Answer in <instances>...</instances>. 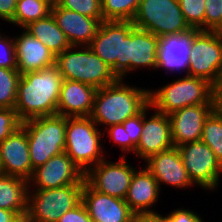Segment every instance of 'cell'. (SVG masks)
<instances>
[{
    "label": "cell",
    "mask_w": 222,
    "mask_h": 222,
    "mask_svg": "<svg viewBox=\"0 0 222 222\" xmlns=\"http://www.w3.org/2000/svg\"><path fill=\"white\" fill-rule=\"evenodd\" d=\"M63 77L51 66L22 74L17 89L15 111L23 122L40 116L57 114Z\"/></svg>",
    "instance_id": "obj_1"
},
{
    "label": "cell",
    "mask_w": 222,
    "mask_h": 222,
    "mask_svg": "<svg viewBox=\"0 0 222 222\" xmlns=\"http://www.w3.org/2000/svg\"><path fill=\"white\" fill-rule=\"evenodd\" d=\"M122 79L97 89L91 119L98 125L122 124L139 114L150 102L149 91L123 84Z\"/></svg>",
    "instance_id": "obj_2"
},
{
    "label": "cell",
    "mask_w": 222,
    "mask_h": 222,
    "mask_svg": "<svg viewBox=\"0 0 222 222\" xmlns=\"http://www.w3.org/2000/svg\"><path fill=\"white\" fill-rule=\"evenodd\" d=\"M215 90L207 80L186 75L157 91L150 90L149 102L154 110L168 115L187 106L216 104Z\"/></svg>",
    "instance_id": "obj_3"
},
{
    "label": "cell",
    "mask_w": 222,
    "mask_h": 222,
    "mask_svg": "<svg viewBox=\"0 0 222 222\" xmlns=\"http://www.w3.org/2000/svg\"><path fill=\"white\" fill-rule=\"evenodd\" d=\"M132 21H102L89 47L117 76L124 79L130 71V32Z\"/></svg>",
    "instance_id": "obj_4"
},
{
    "label": "cell",
    "mask_w": 222,
    "mask_h": 222,
    "mask_svg": "<svg viewBox=\"0 0 222 222\" xmlns=\"http://www.w3.org/2000/svg\"><path fill=\"white\" fill-rule=\"evenodd\" d=\"M74 48L70 46L56 55L55 66L63 79L82 82L96 89L118 80L111 68L89 46H82L83 51H74Z\"/></svg>",
    "instance_id": "obj_5"
},
{
    "label": "cell",
    "mask_w": 222,
    "mask_h": 222,
    "mask_svg": "<svg viewBox=\"0 0 222 222\" xmlns=\"http://www.w3.org/2000/svg\"><path fill=\"white\" fill-rule=\"evenodd\" d=\"M67 117L40 116L23 121L29 143L32 168L45 164L51 157L64 152Z\"/></svg>",
    "instance_id": "obj_6"
},
{
    "label": "cell",
    "mask_w": 222,
    "mask_h": 222,
    "mask_svg": "<svg viewBox=\"0 0 222 222\" xmlns=\"http://www.w3.org/2000/svg\"><path fill=\"white\" fill-rule=\"evenodd\" d=\"M101 132L90 116L67 117L64 152L84 174L105 159Z\"/></svg>",
    "instance_id": "obj_7"
},
{
    "label": "cell",
    "mask_w": 222,
    "mask_h": 222,
    "mask_svg": "<svg viewBox=\"0 0 222 222\" xmlns=\"http://www.w3.org/2000/svg\"><path fill=\"white\" fill-rule=\"evenodd\" d=\"M83 186L66 185L35 191H31L30 187L24 222H57L63 214L81 202Z\"/></svg>",
    "instance_id": "obj_8"
},
{
    "label": "cell",
    "mask_w": 222,
    "mask_h": 222,
    "mask_svg": "<svg viewBox=\"0 0 222 222\" xmlns=\"http://www.w3.org/2000/svg\"><path fill=\"white\" fill-rule=\"evenodd\" d=\"M132 23L157 37L181 34L192 29L182 14L179 0H140Z\"/></svg>",
    "instance_id": "obj_9"
},
{
    "label": "cell",
    "mask_w": 222,
    "mask_h": 222,
    "mask_svg": "<svg viewBox=\"0 0 222 222\" xmlns=\"http://www.w3.org/2000/svg\"><path fill=\"white\" fill-rule=\"evenodd\" d=\"M188 75L207 80L216 89L222 82V34L199 30L192 39Z\"/></svg>",
    "instance_id": "obj_10"
},
{
    "label": "cell",
    "mask_w": 222,
    "mask_h": 222,
    "mask_svg": "<svg viewBox=\"0 0 222 222\" xmlns=\"http://www.w3.org/2000/svg\"><path fill=\"white\" fill-rule=\"evenodd\" d=\"M192 183L213 190L219 185L222 165L204 142L196 141L177 147Z\"/></svg>",
    "instance_id": "obj_11"
},
{
    "label": "cell",
    "mask_w": 222,
    "mask_h": 222,
    "mask_svg": "<svg viewBox=\"0 0 222 222\" xmlns=\"http://www.w3.org/2000/svg\"><path fill=\"white\" fill-rule=\"evenodd\" d=\"M123 156L117 162L100 161L85 173V181L100 193L125 200L136 168Z\"/></svg>",
    "instance_id": "obj_12"
},
{
    "label": "cell",
    "mask_w": 222,
    "mask_h": 222,
    "mask_svg": "<svg viewBox=\"0 0 222 222\" xmlns=\"http://www.w3.org/2000/svg\"><path fill=\"white\" fill-rule=\"evenodd\" d=\"M85 174L65 152L51 157L45 164L34 169L28 184L35 189H52L66 185H84ZM32 181V183H30ZM36 184V185H35Z\"/></svg>",
    "instance_id": "obj_13"
},
{
    "label": "cell",
    "mask_w": 222,
    "mask_h": 222,
    "mask_svg": "<svg viewBox=\"0 0 222 222\" xmlns=\"http://www.w3.org/2000/svg\"><path fill=\"white\" fill-rule=\"evenodd\" d=\"M216 104L187 106L168 114L173 145L178 147L189 142L200 141L206 118Z\"/></svg>",
    "instance_id": "obj_14"
},
{
    "label": "cell",
    "mask_w": 222,
    "mask_h": 222,
    "mask_svg": "<svg viewBox=\"0 0 222 222\" xmlns=\"http://www.w3.org/2000/svg\"><path fill=\"white\" fill-rule=\"evenodd\" d=\"M148 108H152L150 103L143 109V131L135 149L136 156L144 161L174 146L168 115L156 110L155 114L146 120Z\"/></svg>",
    "instance_id": "obj_15"
},
{
    "label": "cell",
    "mask_w": 222,
    "mask_h": 222,
    "mask_svg": "<svg viewBox=\"0 0 222 222\" xmlns=\"http://www.w3.org/2000/svg\"><path fill=\"white\" fill-rule=\"evenodd\" d=\"M81 202L94 222H132L135 215L125 200L100 193L86 181Z\"/></svg>",
    "instance_id": "obj_16"
},
{
    "label": "cell",
    "mask_w": 222,
    "mask_h": 222,
    "mask_svg": "<svg viewBox=\"0 0 222 222\" xmlns=\"http://www.w3.org/2000/svg\"><path fill=\"white\" fill-rule=\"evenodd\" d=\"M0 162L4 175L29 180L34 169L30 160L26 130L21 126L0 142Z\"/></svg>",
    "instance_id": "obj_17"
},
{
    "label": "cell",
    "mask_w": 222,
    "mask_h": 222,
    "mask_svg": "<svg viewBox=\"0 0 222 222\" xmlns=\"http://www.w3.org/2000/svg\"><path fill=\"white\" fill-rule=\"evenodd\" d=\"M51 14L70 45L75 47L89 46L103 21V18H91L61 8L56 2L52 4Z\"/></svg>",
    "instance_id": "obj_18"
},
{
    "label": "cell",
    "mask_w": 222,
    "mask_h": 222,
    "mask_svg": "<svg viewBox=\"0 0 222 222\" xmlns=\"http://www.w3.org/2000/svg\"><path fill=\"white\" fill-rule=\"evenodd\" d=\"M146 163V168L157 180L160 188L162 182L178 189L193 185L176 146L152 155Z\"/></svg>",
    "instance_id": "obj_19"
},
{
    "label": "cell",
    "mask_w": 222,
    "mask_h": 222,
    "mask_svg": "<svg viewBox=\"0 0 222 222\" xmlns=\"http://www.w3.org/2000/svg\"><path fill=\"white\" fill-rule=\"evenodd\" d=\"M198 31L199 29L192 28L181 34L159 37L157 68L169 71L186 70V75H188L191 43Z\"/></svg>",
    "instance_id": "obj_20"
},
{
    "label": "cell",
    "mask_w": 222,
    "mask_h": 222,
    "mask_svg": "<svg viewBox=\"0 0 222 222\" xmlns=\"http://www.w3.org/2000/svg\"><path fill=\"white\" fill-rule=\"evenodd\" d=\"M14 45L17 69L21 75L55 65L53 52L25 29L21 35L14 37Z\"/></svg>",
    "instance_id": "obj_21"
},
{
    "label": "cell",
    "mask_w": 222,
    "mask_h": 222,
    "mask_svg": "<svg viewBox=\"0 0 222 222\" xmlns=\"http://www.w3.org/2000/svg\"><path fill=\"white\" fill-rule=\"evenodd\" d=\"M97 89L74 80L64 79L57 104V114L64 117L90 116Z\"/></svg>",
    "instance_id": "obj_22"
},
{
    "label": "cell",
    "mask_w": 222,
    "mask_h": 222,
    "mask_svg": "<svg viewBox=\"0 0 222 222\" xmlns=\"http://www.w3.org/2000/svg\"><path fill=\"white\" fill-rule=\"evenodd\" d=\"M161 189L147 168L135 170L125 202L135 215L156 214L151 207L157 202Z\"/></svg>",
    "instance_id": "obj_23"
},
{
    "label": "cell",
    "mask_w": 222,
    "mask_h": 222,
    "mask_svg": "<svg viewBox=\"0 0 222 222\" xmlns=\"http://www.w3.org/2000/svg\"><path fill=\"white\" fill-rule=\"evenodd\" d=\"M158 39L153 33L134 27L130 32V71L137 68L157 69Z\"/></svg>",
    "instance_id": "obj_24"
},
{
    "label": "cell",
    "mask_w": 222,
    "mask_h": 222,
    "mask_svg": "<svg viewBox=\"0 0 222 222\" xmlns=\"http://www.w3.org/2000/svg\"><path fill=\"white\" fill-rule=\"evenodd\" d=\"M28 181L10 175H0V208L15 212L23 221L27 215Z\"/></svg>",
    "instance_id": "obj_25"
},
{
    "label": "cell",
    "mask_w": 222,
    "mask_h": 222,
    "mask_svg": "<svg viewBox=\"0 0 222 222\" xmlns=\"http://www.w3.org/2000/svg\"><path fill=\"white\" fill-rule=\"evenodd\" d=\"M24 29L44 44L55 56L71 46L52 14L30 23Z\"/></svg>",
    "instance_id": "obj_26"
},
{
    "label": "cell",
    "mask_w": 222,
    "mask_h": 222,
    "mask_svg": "<svg viewBox=\"0 0 222 222\" xmlns=\"http://www.w3.org/2000/svg\"><path fill=\"white\" fill-rule=\"evenodd\" d=\"M52 0H21L16 4V11L9 23L22 29L30 23L44 19L51 14Z\"/></svg>",
    "instance_id": "obj_27"
},
{
    "label": "cell",
    "mask_w": 222,
    "mask_h": 222,
    "mask_svg": "<svg viewBox=\"0 0 222 222\" xmlns=\"http://www.w3.org/2000/svg\"><path fill=\"white\" fill-rule=\"evenodd\" d=\"M201 141L209 146L222 165V114L216 108L204 122Z\"/></svg>",
    "instance_id": "obj_28"
},
{
    "label": "cell",
    "mask_w": 222,
    "mask_h": 222,
    "mask_svg": "<svg viewBox=\"0 0 222 222\" xmlns=\"http://www.w3.org/2000/svg\"><path fill=\"white\" fill-rule=\"evenodd\" d=\"M140 0H101L103 21H132Z\"/></svg>",
    "instance_id": "obj_29"
},
{
    "label": "cell",
    "mask_w": 222,
    "mask_h": 222,
    "mask_svg": "<svg viewBox=\"0 0 222 222\" xmlns=\"http://www.w3.org/2000/svg\"><path fill=\"white\" fill-rule=\"evenodd\" d=\"M20 77L18 69L0 67V108L15 109Z\"/></svg>",
    "instance_id": "obj_30"
},
{
    "label": "cell",
    "mask_w": 222,
    "mask_h": 222,
    "mask_svg": "<svg viewBox=\"0 0 222 222\" xmlns=\"http://www.w3.org/2000/svg\"><path fill=\"white\" fill-rule=\"evenodd\" d=\"M179 3L188 25L205 30V0H179Z\"/></svg>",
    "instance_id": "obj_31"
},
{
    "label": "cell",
    "mask_w": 222,
    "mask_h": 222,
    "mask_svg": "<svg viewBox=\"0 0 222 222\" xmlns=\"http://www.w3.org/2000/svg\"><path fill=\"white\" fill-rule=\"evenodd\" d=\"M61 8L75 11L91 18H103L101 0H56Z\"/></svg>",
    "instance_id": "obj_32"
},
{
    "label": "cell",
    "mask_w": 222,
    "mask_h": 222,
    "mask_svg": "<svg viewBox=\"0 0 222 222\" xmlns=\"http://www.w3.org/2000/svg\"><path fill=\"white\" fill-rule=\"evenodd\" d=\"M127 132V151L134 153L143 131V110L122 123Z\"/></svg>",
    "instance_id": "obj_33"
},
{
    "label": "cell",
    "mask_w": 222,
    "mask_h": 222,
    "mask_svg": "<svg viewBox=\"0 0 222 222\" xmlns=\"http://www.w3.org/2000/svg\"><path fill=\"white\" fill-rule=\"evenodd\" d=\"M21 124L15 109L0 108V142L21 127Z\"/></svg>",
    "instance_id": "obj_34"
},
{
    "label": "cell",
    "mask_w": 222,
    "mask_h": 222,
    "mask_svg": "<svg viewBox=\"0 0 222 222\" xmlns=\"http://www.w3.org/2000/svg\"><path fill=\"white\" fill-rule=\"evenodd\" d=\"M205 30L216 31L222 25V0H205Z\"/></svg>",
    "instance_id": "obj_35"
},
{
    "label": "cell",
    "mask_w": 222,
    "mask_h": 222,
    "mask_svg": "<svg viewBox=\"0 0 222 222\" xmlns=\"http://www.w3.org/2000/svg\"><path fill=\"white\" fill-rule=\"evenodd\" d=\"M0 67L17 69L14 38L8 39L0 32Z\"/></svg>",
    "instance_id": "obj_36"
},
{
    "label": "cell",
    "mask_w": 222,
    "mask_h": 222,
    "mask_svg": "<svg viewBox=\"0 0 222 222\" xmlns=\"http://www.w3.org/2000/svg\"><path fill=\"white\" fill-rule=\"evenodd\" d=\"M57 222H94L82 202L63 214Z\"/></svg>",
    "instance_id": "obj_37"
},
{
    "label": "cell",
    "mask_w": 222,
    "mask_h": 222,
    "mask_svg": "<svg viewBox=\"0 0 222 222\" xmlns=\"http://www.w3.org/2000/svg\"><path fill=\"white\" fill-rule=\"evenodd\" d=\"M167 222H204L195 212L177 209L165 216Z\"/></svg>",
    "instance_id": "obj_38"
},
{
    "label": "cell",
    "mask_w": 222,
    "mask_h": 222,
    "mask_svg": "<svg viewBox=\"0 0 222 222\" xmlns=\"http://www.w3.org/2000/svg\"><path fill=\"white\" fill-rule=\"evenodd\" d=\"M106 127L105 130L108 131V135L115 143H117L122 149V151L127 152V132L124 130L122 124L112 125L109 128Z\"/></svg>",
    "instance_id": "obj_39"
},
{
    "label": "cell",
    "mask_w": 222,
    "mask_h": 222,
    "mask_svg": "<svg viewBox=\"0 0 222 222\" xmlns=\"http://www.w3.org/2000/svg\"><path fill=\"white\" fill-rule=\"evenodd\" d=\"M16 4L15 0H0V19L9 23L14 17Z\"/></svg>",
    "instance_id": "obj_40"
},
{
    "label": "cell",
    "mask_w": 222,
    "mask_h": 222,
    "mask_svg": "<svg viewBox=\"0 0 222 222\" xmlns=\"http://www.w3.org/2000/svg\"><path fill=\"white\" fill-rule=\"evenodd\" d=\"M132 222H167L161 214L134 215Z\"/></svg>",
    "instance_id": "obj_41"
},
{
    "label": "cell",
    "mask_w": 222,
    "mask_h": 222,
    "mask_svg": "<svg viewBox=\"0 0 222 222\" xmlns=\"http://www.w3.org/2000/svg\"><path fill=\"white\" fill-rule=\"evenodd\" d=\"M0 222H24L15 212L0 208Z\"/></svg>",
    "instance_id": "obj_42"
},
{
    "label": "cell",
    "mask_w": 222,
    "mask_h": 222,
    "mask_svg": "<svg viewBox=\"0 0 222 222\" xmlns=\"http://www.w3.org/2000/svg\"><path fill=\"white\" fill-rule=\"evenodd\" d=\"M215 98L216 109L222 114V93L218 89L215 90Z\"/></svg>",
    "instance_id": "obj_43"
},
{
    "label": "cell",
    "mask_w": 222,
    "mask_h": 222,
    "mask_svg": "<svg viewBox=\"0 0 222 222\" xmlns=\"http://www.w3.org/2000/svg\"><path fill=\"white\" fill-rule=\"evenodd\" d=\"M219 34H222V25L216 30Z\"/></svg>",
    "instance_id": "obj_44"
},
{
    "label": "cell",
    "mask_w": 222,
    "mask_h": 222,
    "mask_svg": "<svg viewBox=\"0 0 222 222\" xmlns=\"http://www.w3.org/2000/svg\"><path fill=\"white\" fill-rule=\"evenodd\" d=\"M217 89L222 93V82H221L220 86Z\"/></svg>",
    "instance_id": "obj_45"
},
{
    "label": "cell",
    "mask_w": 222,
    "mask_h": 222,
    "mask_svg": "<svg viewBox=\"0 0 222 222\" xmlns=\"http://www.w3.org/2000/svg\"><path fill=\"white\" fill-rule=\"evenodd\" d=\"M3 174V169H2V165H1V162H0V175Z\"/></svg>",
    "instance_id": "obj_46"
}]
</instances>
